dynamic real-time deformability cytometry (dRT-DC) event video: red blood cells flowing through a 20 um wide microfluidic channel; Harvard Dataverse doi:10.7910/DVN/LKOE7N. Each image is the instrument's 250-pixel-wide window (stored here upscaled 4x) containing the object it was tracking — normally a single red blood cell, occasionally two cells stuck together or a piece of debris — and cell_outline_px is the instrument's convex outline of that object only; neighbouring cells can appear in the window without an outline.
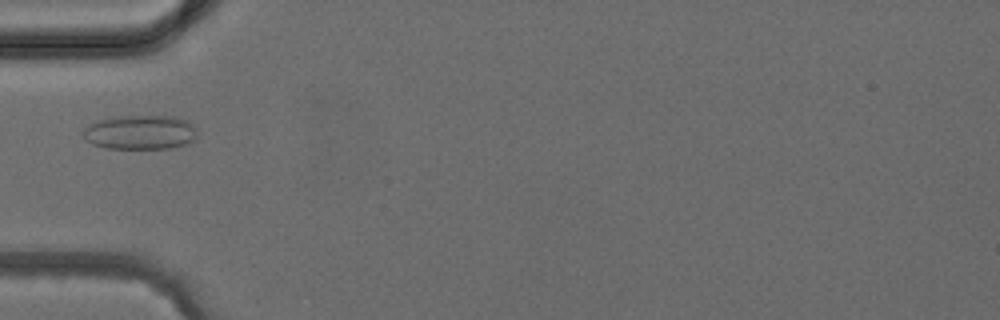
{"species": "common noctule bat (a hibernating species)", "species_latin": "Nyctalus noctula", "temperature_condition": "cold", "stored_images_in_passage": 5, "camera_frame_rate_fps": 3000, "um_per_image_px": 0.085, "animal": {"sex": "female", "body_mass_g": 24.6, "forearm_length_mm": 56.2}, "frame": {"image": 1, "passage_image": 5, "time_ms": 4.667, "image_size_px": [1000, 320], "cell_outline_px": [[196, 140], [188, 144], [168, 148], [104, 148], [92, 144], [84, 140], [84, 128], [88, 124], [100, 120], [120, 116], [172, 116], [188, 120], [196, 128]], "centroid_in_image_um": [11.94, 11.25], "position_along_channel_um": 73.1, "area_um2": 22.95}}